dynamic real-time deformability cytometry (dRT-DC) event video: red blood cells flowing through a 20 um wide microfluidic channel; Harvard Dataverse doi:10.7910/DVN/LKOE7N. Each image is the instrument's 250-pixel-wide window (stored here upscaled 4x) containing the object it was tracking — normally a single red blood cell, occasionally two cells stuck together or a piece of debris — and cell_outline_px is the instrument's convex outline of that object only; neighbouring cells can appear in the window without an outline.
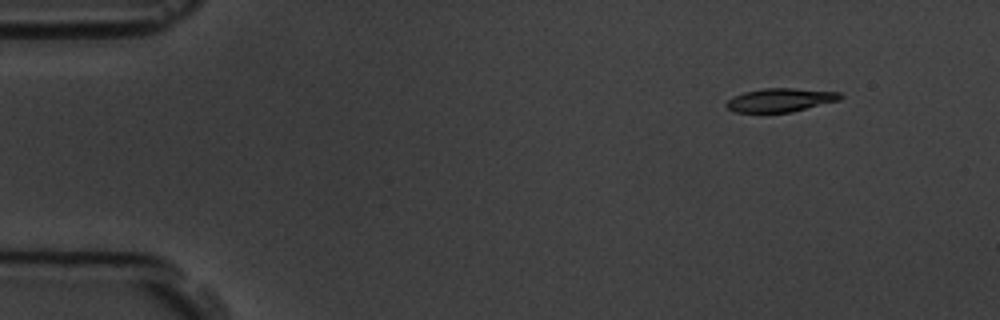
{"species": "common noctule bat (a hibernating species)", "species_latin": "Nyctalus noctula", "temperature_condition": "room temperature", "stored_images_in_passage": 5, "camera_frame_rate_fps": 3000, "um_per_image_px": 0.085, "animal": {"sex": "male", "body_mass_g": 19.5, "forearm_length_mm": 54.6}, "frame": {"image": 1, "passage_image": 2, "time_ms": 1.333, "image_size_px": [1000, 320], "cell_outline_px": [[844, 96], [840, 100], [792, 112], [736, 112], [728, 108], [724, 104], [732, 96], [744, 92], [764, 88], [792, 88], [840, 92]], "centroid_in_image_um": [66.34, 8.5], "position_along_channel_um": 18.7, "area_um2": 15.66}}